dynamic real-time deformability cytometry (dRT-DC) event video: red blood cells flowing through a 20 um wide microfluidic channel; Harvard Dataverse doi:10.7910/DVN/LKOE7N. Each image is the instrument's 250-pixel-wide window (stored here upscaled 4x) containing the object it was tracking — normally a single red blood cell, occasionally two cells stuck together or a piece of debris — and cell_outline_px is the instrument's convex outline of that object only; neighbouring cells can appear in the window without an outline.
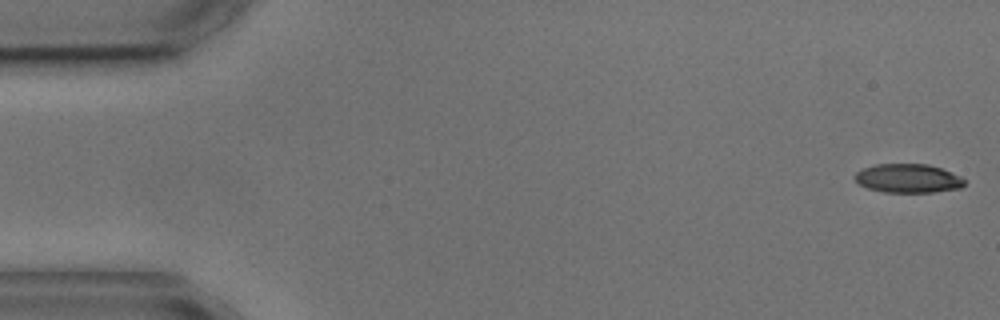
{"species": "common noctule bat (a hibernating species)", "species_latin": "Nyctalus noctula", "temperature_condition": "cold", "stored_images_in_passage": 5, "camera_frame_rate_fps": 3000, "um_per_image_px": 0.085, "animal": {"sex": "male", "body_mass_g": 17.9, "forearm_length_mm": 54.2}, "frame": {"image": 1, "passage_image": 1, "time_ms": 0.0, "image_size_px": [1000, 320], "cell_outline_px": [[964, 184], [960, 188], [932, 192], [884, 192], [868, 188], [860, 184], [852, 176], [856, 172], [864, 168], [876, 164], [928, 164], [940, 168], [960, 176], [964, 180]], "centroid_in_image_um": [77.16, 15.16], "position_along_channel_um": 7.8, "area_um2": 18.26}}
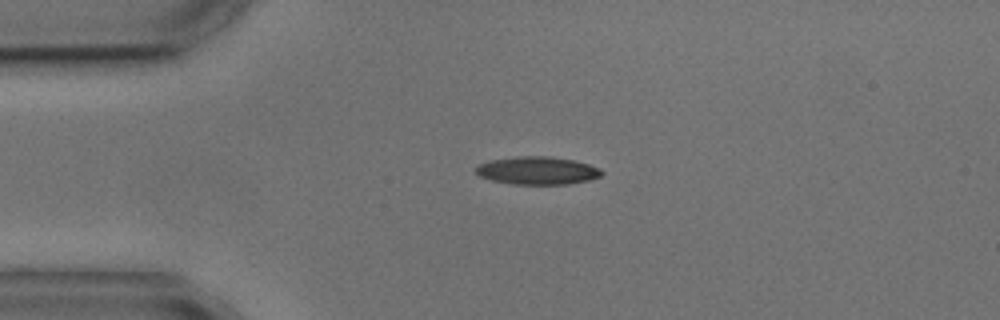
{"frame": {"image": 2, "passage_image": 4, "time_ms": 3.667, "image_size_px": [1000, 320], "cell_outline_px": [[604, 172], [600, 176], [588, 180], [568, 184], [512, 184], [492, 180], [480, 176], [476, 172], [476, 168], [480, 164], [488, 160], [516, 156], [552, 156], [572, 160], [588, 164], [600, 168]], "centroid_in_image_um": [45.68, 14.49], "position_along_channel_um": 39.3, "area_um2": 20.4}}